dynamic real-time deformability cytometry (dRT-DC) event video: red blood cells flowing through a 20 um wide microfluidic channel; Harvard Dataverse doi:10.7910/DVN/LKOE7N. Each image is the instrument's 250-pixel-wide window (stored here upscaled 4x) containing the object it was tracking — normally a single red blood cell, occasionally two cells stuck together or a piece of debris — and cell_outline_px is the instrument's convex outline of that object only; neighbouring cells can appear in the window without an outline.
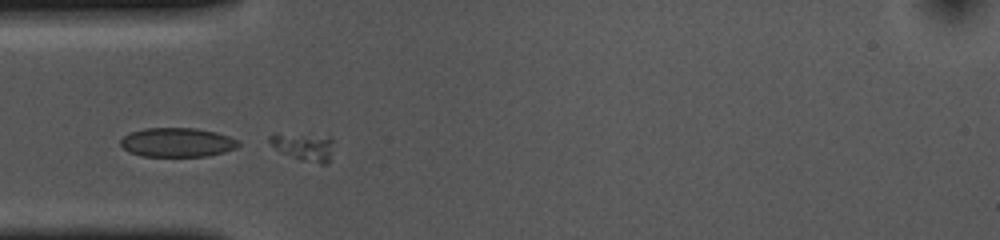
{"species": "common noctule bat (a hibernating species)", "species_latin": "Nyctalus noctula", "temperature_condition": "cold", "stored_images_in_passage": 20, "segment_of_instrument_passage": [2, 2], "camera_frame_rate_fps": 3000, "um_per_image_px": 0.085, "animal": {"sex": "female", "body_mass_g": 10.0, "forearm_length_mm": 53.1}, "frame": {"image": 1, "passage_image": 9, "time_ms": 2.667, "image_size_px": [1000, 240], "cell_outline_px": [[332, 140], [328, 160], [324, 164], [320, 164], [300, 160], [280, 152], [268, 140], [268, 136], [276, 132], [328, 136]], "centroid_in_image_um": [25.74, 12.44], "position_along_channel_um": 59.3, "area_um2": 10.29}}
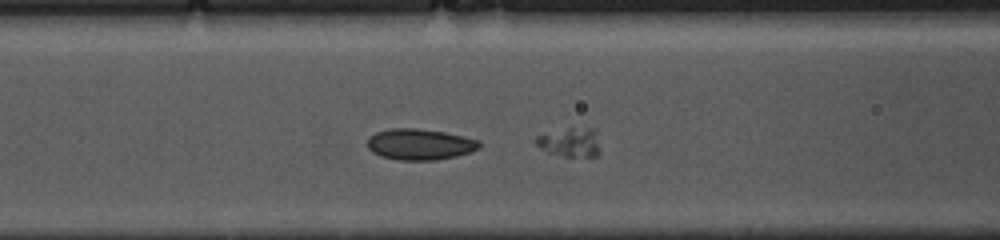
{"frame": {"image": 2, "passage_image": 14, "time_ms": 4.333, "image_size_px": [1000, 240], "cell_outline_px": [[600, 152], [596, 156], [564, 156], [548, 152], [540, 148], [536, 144], [536, 136], [568, 128], [596, 128]], "centroid_in_image_um": [48.5, 12.09], "position_along_channel_um": 118.1, "area_um2": 10.75}}
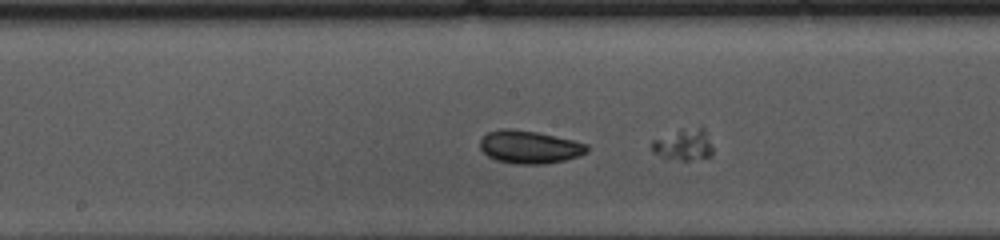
{"frame": {"image": 3, "passage_image": 20, "time_ms": 6.333, "image_size_px": [1000, 240], "cell_outline_px": [[712, 156], [688, 160], [680, 160], [664, 156], [652, 152], [652, 140], [680, 128], [704, 128], [712, 148]], "centroid_in_image_um": [58.1, 12.28], "position_along_channel_um": 190.1, "area_um2": 10.98}}